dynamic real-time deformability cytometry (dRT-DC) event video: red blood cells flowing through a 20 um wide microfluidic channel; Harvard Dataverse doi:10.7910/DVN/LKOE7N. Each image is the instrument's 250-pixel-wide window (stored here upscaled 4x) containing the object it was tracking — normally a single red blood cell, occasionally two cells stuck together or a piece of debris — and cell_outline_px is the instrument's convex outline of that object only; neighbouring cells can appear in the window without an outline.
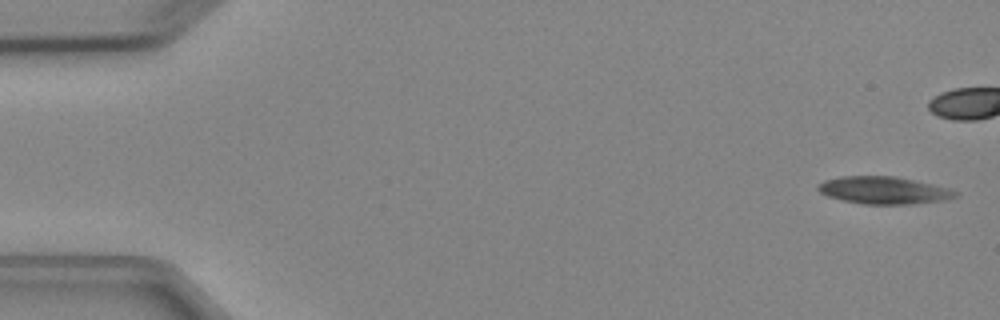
{"species": "Egyptian fruit bat (a non-hibernating species)", "species_latin": "Rousettus aegyptiacus", "temperature_condition": "cold", "stored_images_in_passage": 9, "camera_frame_rate_fps": 3000, "um_per_image_px": 0.085, "animal": {"sex": "female"}, "frame": {"image": 1, "passage_image": 1, "time_ms": 0.0, "image_size_px": [1000, 320], "cell_outline_px": [[960, 196], [944, 200], [912, 204], [864, 204], [844, 200], [828, 196], [820, 192], [816, 188], [816, 184], [824, 180], [840, 176], [896, 176], [952, 188], [960, 192]], "centroid_in_image_um": [75.17, 16.17], "position_along_channel_um": 9.8, "area_um2": 22.2}}
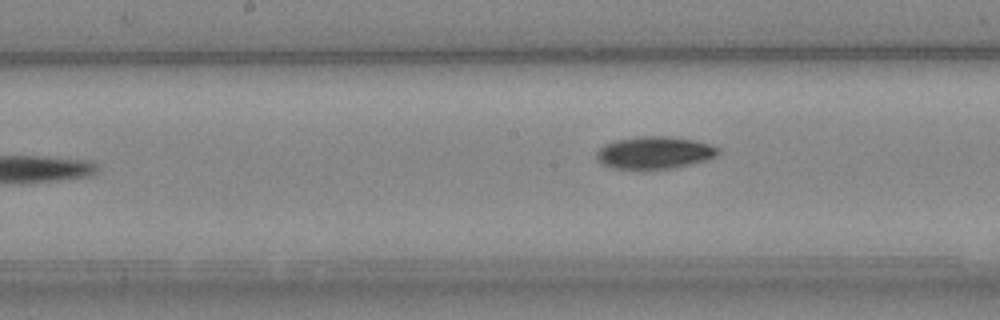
{"frame": {"image": 2, "passage_image": 9, "time_ms": 9.333, "image_size_px": [1000, 320], "cell_outline_px": [[720, 152], [716, 156], [708, 160], [676, 168], [648, 172], [640, 172], [612, 168], [600, 164], [596, 160], [596, 152], [604, 144], [616, 140], [640, 136], [672, 136], [696, 140], [720, 148]], "centroid_in_image_um": [55.61, 13.03], "position_along_channel_um": 192.6, "area_um2": 24.16}}